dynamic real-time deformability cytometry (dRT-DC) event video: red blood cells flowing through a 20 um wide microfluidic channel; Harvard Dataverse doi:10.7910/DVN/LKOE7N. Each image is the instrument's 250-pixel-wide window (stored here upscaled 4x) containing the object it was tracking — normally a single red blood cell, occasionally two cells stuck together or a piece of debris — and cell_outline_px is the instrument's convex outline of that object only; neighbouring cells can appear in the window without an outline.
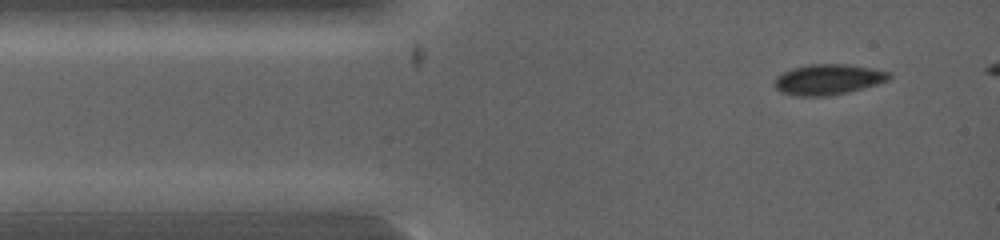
{"species": "common noctule bat (a hibernating species)", "species_latin": "Nyctalus noctula", "temperature_condition": "warm", "stored_images_in_passage": 21, "camera_frame_rate_fps": 5000, "um_per_image_px": 0.085, "animal": {"sex": "female", "body_mass_g": 19.0, "forearm_length_mm": 53.3}, "frame": {"image": 1, "passage_image": 1, "time_ms": 0.0, "image_size_px": [1000, 240], "cell_outline_px": [[892, 76], [888, 80], [876, 84], [848, 92], [824, 96], [796, 96], [780, 92], [772, 84], [776, 76], [792, 68], [808, 64], [848, 64], [872, 68], [888, 72]], "centroid_in_image_um": [70.34, 6.75], "position_along_channel_um": 14.7, "area_um2": 20.4}}
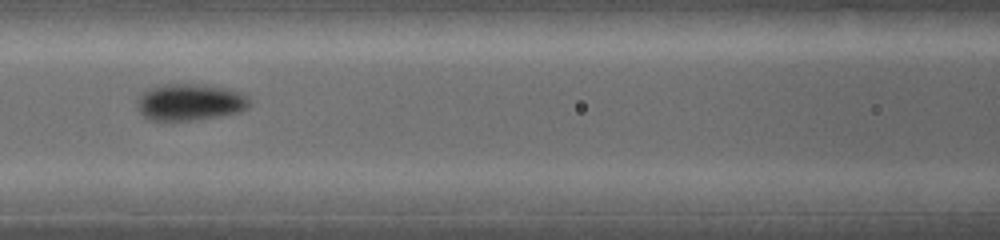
{"frame": {"image": 2, "passage_image": 12, "time_ms": 3.0, "image_size_px": [1000, 240], "cell_outline_px": [[248, 108], [240, 112], [220, 116], [188, 120], [148, 120], [140, 112], [136, 104], [136, 100], [144, 92], [152, 88], [164, 84], [204, 84], [240, 92], [248, 100]], "centroid_in_image_um": [16.11, 8.69], "position_along_channel_um": 150.5, "area_um2": 23.7}}
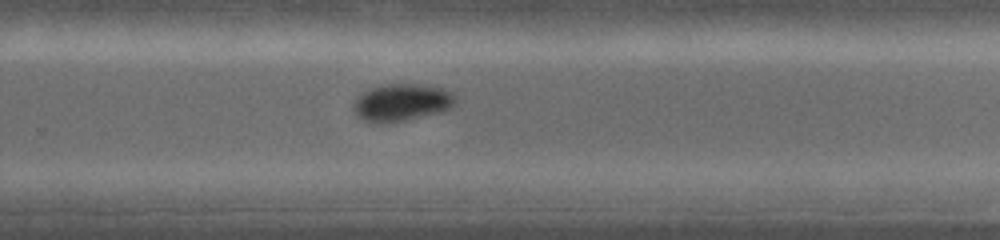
{"frame": {"image": 3, "passage_image": 21, "time_ms": 5.4, "image_size_px": [1000, 240], "cell_outline_px": [[456, 104], [452, 108], [440, 112], [404, 120], [364, 120], [356, 116], [352, 108], [352, 104], [364, 92], [372, 88], [388, 84], [420, 84], [440, 88], [452, 92], [456, 96]], "centroid_in_image_um": [34.2, 8.68], "position_along_channel_um": 295.6, "area_um2": 21.5}}